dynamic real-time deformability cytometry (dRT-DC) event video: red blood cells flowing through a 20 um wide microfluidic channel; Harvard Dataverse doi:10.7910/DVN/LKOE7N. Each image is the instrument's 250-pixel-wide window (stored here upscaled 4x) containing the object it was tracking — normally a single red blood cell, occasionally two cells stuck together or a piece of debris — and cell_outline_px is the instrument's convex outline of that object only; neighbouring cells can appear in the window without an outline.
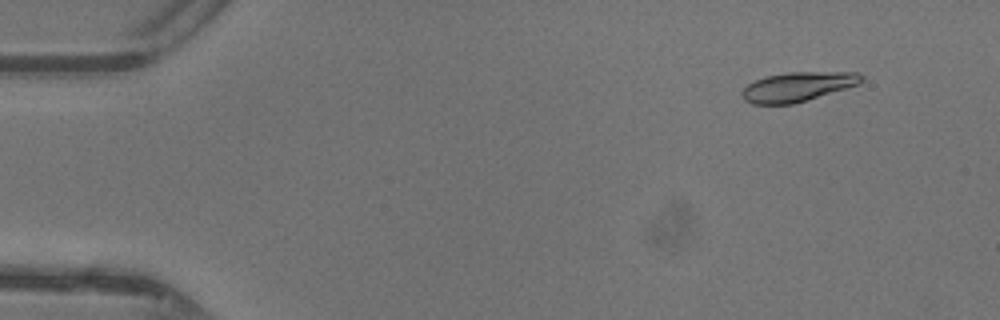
{"species": "common noctule bat (a hibernating species)", "species_latin": "Nyctalus noctula", "temperature_condition": "warm", "stored_images_in_passage": 48, "camera_frame_rate_fps": 3000, "um_per_image_px": 0.085, "animal": {"sex": "female"}, "frame": {"image": 1, "passage_image": 5, "time_ms": 1.333, "image_size_px": [1000, 320], "cell_outline_px": [[864, 80], [860, 84], [792, 104], [752, 104], [744, 100], [740, 96], [740, 92], [748, 84], [764, 76], [788, 72], [856, 72], [864, 76]], "centroid_in_image_um": [67.78, 7.36], "position_along_channel_um": 17.2, "area_um2": 20.52}}
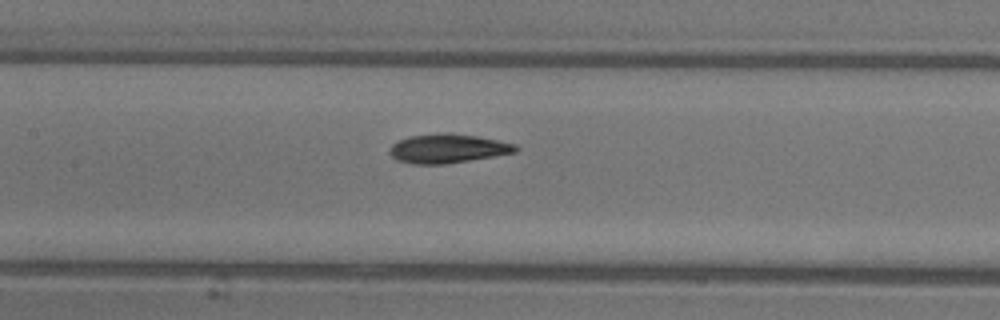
{"frame": {"image": 2, "passage_image": 23, "time_ms": 7.333, "image_size_px": [1000, 320], "cell_outline_px": [[520, 148], [516, 152], [444, 164], [412, 164], [396, 160], [388, 152], [392, 144], [396, 140], [408, 136], [440, 132], [448, 132], [476, 136], [516, 144]], "centroid_in_image_um": [38.0, 12.61], "position_along_channel_um": 169.4, "area_um2": 21.44}}
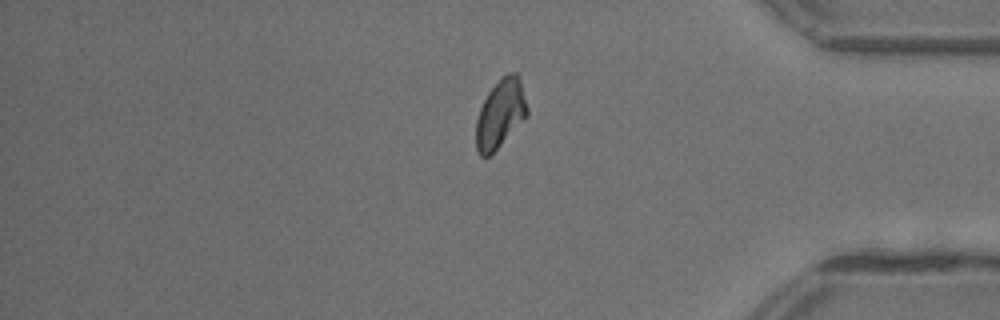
{"frame": {"image": 3, "passage_image": 40, "time_ms": 13.0, "image_size_px": [1000, 320], "cell_outline_px": [[528, 116], [488, 156], [480, 156], [476, 148], [476, 120], [480, 108], [488, 92], [508, 72], [516, 72], [520, 80], [528, 108]], "centroid_in_image_um": [42.54, 9.66], "position_along_channel_um": 392.7, "area_um2": 20.0}, "authors_computed_cell_mechanics": {"area_um2": 20.5768, "velocity_mm_per_s": 4.3905, "shape_relaxation_time_tau1_ms": 3.1981, "shape_relaxation_time_tau2_ms": 1.6225, "deformation_change_tau1": 0.1507, "deformation_change_tau2": 0.0696}}